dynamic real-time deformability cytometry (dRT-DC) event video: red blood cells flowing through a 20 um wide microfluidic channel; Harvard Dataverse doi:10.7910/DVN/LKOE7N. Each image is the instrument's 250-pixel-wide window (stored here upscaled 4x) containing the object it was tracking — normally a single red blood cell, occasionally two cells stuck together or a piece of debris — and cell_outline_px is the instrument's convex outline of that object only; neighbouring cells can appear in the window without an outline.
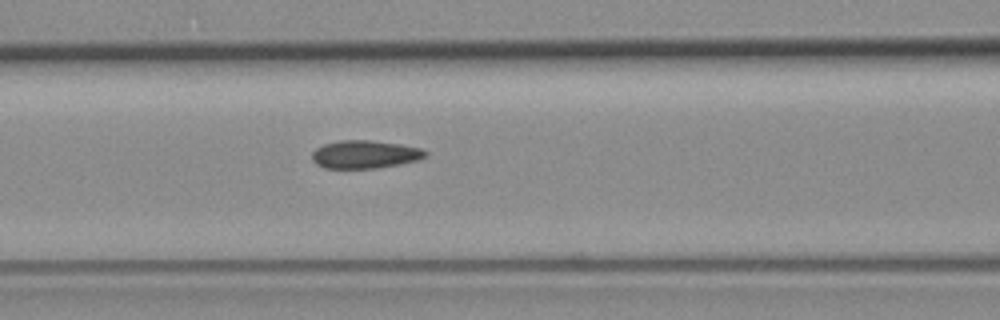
{"species": "common noctule bat (a hibernating species)", "species_latin": "Nyctalus noctula", "temperature_condition": "room temperature", "stored_images_in_passage": 6, "camera_frame_rate_fps": 3000, "um_per_image_px": 0.085, "animal": {"sex": "female", "body_mass_g": 19.3, "forearm_length_mm": 54.1}, "frame": {"image": 1, "passage_image": 6, "time_ms": 6.667, "image_size_px": [1000, 320], "cell_outline_px": [[428, 156], [416, 160], [400, 164], [376, 168], [324, 168], [316, 164], [312, 160], [312, 152], [316, 148], [324, 144], [340, 140], [368, 140], [400, 144], [424, 148], [428, 152]], "centroid_in_image_um": [31.03, 13.12], "position_along_channel_um": 135.6, "area_um2": 18.61}}